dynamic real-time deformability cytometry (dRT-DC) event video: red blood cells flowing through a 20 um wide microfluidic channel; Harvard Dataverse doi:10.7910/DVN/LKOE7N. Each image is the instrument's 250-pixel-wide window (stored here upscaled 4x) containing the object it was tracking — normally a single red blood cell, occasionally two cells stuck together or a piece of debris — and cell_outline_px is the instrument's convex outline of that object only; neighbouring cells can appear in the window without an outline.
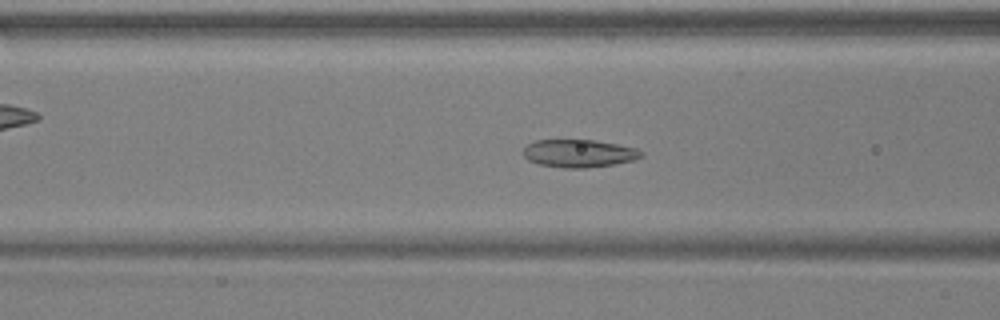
{"species": "common noctule bat (a hibernating species)", "species_latin": "Nyctalus noctula", "temperature_condition": "warm", "stored_images_in_passage": 42, "camera_frame_rate_fps": 3000, "um_per_image_px": 0.085, "animal": {"sex": "male", "body_mass_g": 17.9, "forearm_length_mm": 54.2}, "frame": {"image": 1, "passage_image": 17, "time_ms": 5.333, "image_size_px": [1000, 320], "cell_outline_px": [[644, 156], [632, 160], [612, 164], [584, 168], [564, 168], [540, 164], [528, 160], [520, 152], [528, 144], [536, 140], [592, 140], [616, 144], [636, 148], [644, 152]], "centroid_in_image_um": [49.18, 13.03], "position_along_channel_um": 117.4, "area_um2": 19.02}}
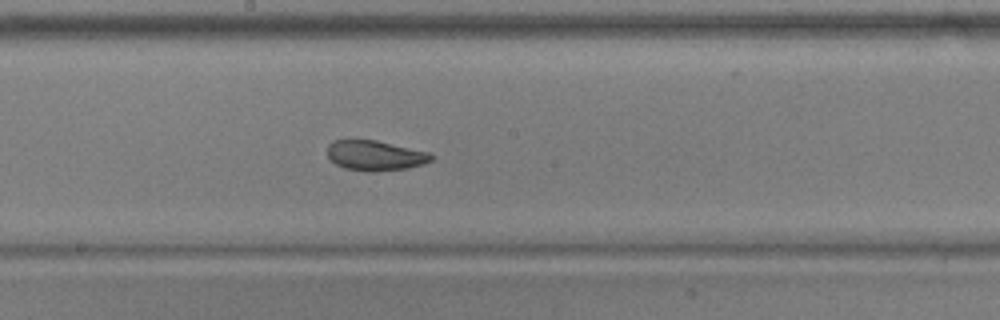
{"frame": {"image": 2, "passage_image": 25, "time_ms": 8.0, "image_size_px": [1000, 320], "cell_outline_px": [[432, 160], [424, 164], [408, 168], [372, 172], [368, 172], [344, 168], [336, 164], [328, 156], [328, 144], [332, 140], [376, 140], [432, 152]], "centroid_in_image_um": [31.92, 13.22], "position_along_channel_um": 216.3, "area_um2": 18.38}}
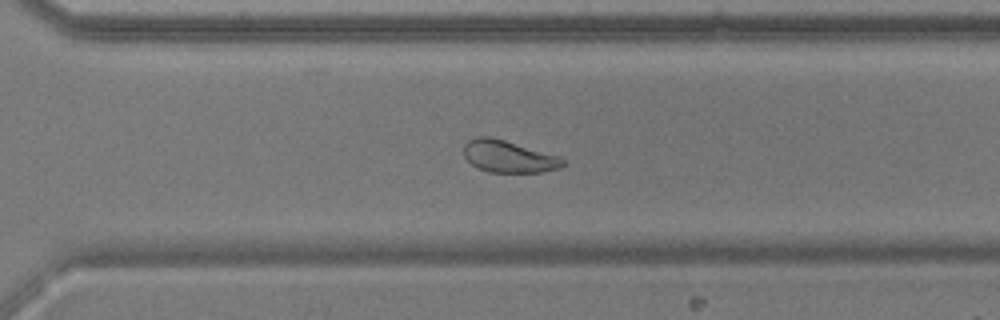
{"frame": {"image": 3, "passage_image": 34, "time_ms": 11.0, "image_size_px": [1000, 320], "cell_outline_px": [[568, 164], [560, 168], [540, 172], [488, 172], [476, 168], [464, 156], [464, 144], [468, 140], [476, 136], [492, 136], [560, 156]], "centroid_in_image_um": [43.23, 13.29], "position_along_channel_um": 327.4, "area_um2": 18.79}, "authors_computed_cell_mechanics": {"area_um2": 19.5364, "velocity_mm_per_s": 3.7136, "shape_relaxation_time_tau1_ms": 5.0538, "shape_relaxation_time_tau2_ms": 2.252, "deformation_change_tau1": 0.1423, "deformation_change_tau2": 0.0718}}